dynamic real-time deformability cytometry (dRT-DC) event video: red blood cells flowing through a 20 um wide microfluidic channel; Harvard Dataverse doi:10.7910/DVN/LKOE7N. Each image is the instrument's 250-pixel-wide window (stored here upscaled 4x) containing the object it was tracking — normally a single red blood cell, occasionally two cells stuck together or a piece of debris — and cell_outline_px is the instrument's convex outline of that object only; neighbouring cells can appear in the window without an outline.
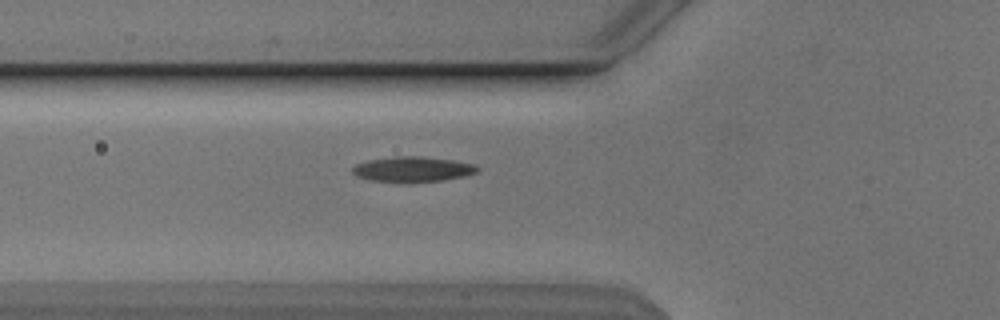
{"species": "Egyptian fruit bat (a non-hibernating species)", "species_latin": "Rousettus aegyptiacus", "temperature_condition": "cold", "stored_images_in_passage": 38, "camera_frame_rate_fps": 3000, "um_per_image_px": 0.085, "animal": {"sex": "male"}, "frame": {"image": 1, "passage_image": 7, "time_ms": 2.0, "image_size_px": [1000, 320], "cell_outline_px": [[480, 168], [476, 172], [464, 176], [444, 180], [372, 180], [356, 176], [352, 172], [352, 168], [356, 164], [368, 160], [396, 156], [420, 156], [452, 160], [476, 164]], "centroid_in_image_um": [35.1, 14.34], "position_along_channel_um": 90.7, "area_um2": 17.69}}
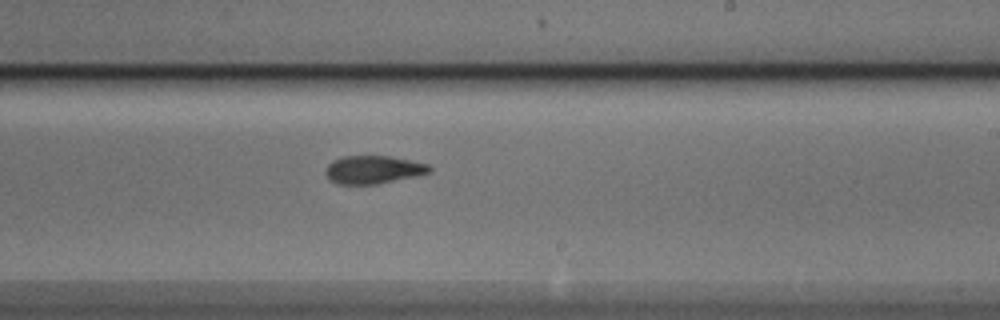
{"frame": {"image": 2, "passage_image": 20, "time_ms": 6.333, "image_size_px": [1000, 320], "cell_outline_px": [[432, 172], [416, 176], [376, 184], [340, 184], [332, 180], [324, 172], [328, 164], [332, 160], [344, 156], [392, 156], [428, 164], [432, 168]], "centroid_in_image_um": [31.75, 14.41], "position_along_channel_um": 257.2, "area_um2": 16.94}}
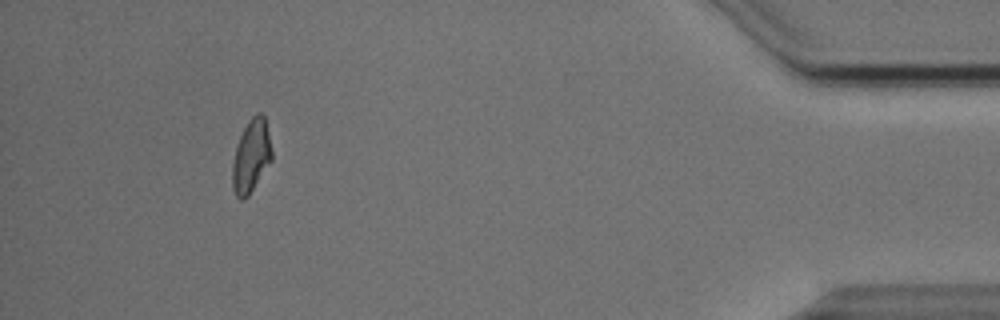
{"frame": {"image": 3, "passage_image": 37, "time_ms": 12.0, "image_size_px": [1000, 320], "cell_outline_px": [[272, 160], [248, 196], [244, 200], [240, 200], [236, 196], [232, 188], [232, 164], [236, 148], [240, 136], [248, 120], [256, 112], [260, 112], [264, 116], [272, 152]], "centroid_in_image_um": [21.34, 13.29], "position_along_channel_um": 413.9, "area_um2": 16.65}}